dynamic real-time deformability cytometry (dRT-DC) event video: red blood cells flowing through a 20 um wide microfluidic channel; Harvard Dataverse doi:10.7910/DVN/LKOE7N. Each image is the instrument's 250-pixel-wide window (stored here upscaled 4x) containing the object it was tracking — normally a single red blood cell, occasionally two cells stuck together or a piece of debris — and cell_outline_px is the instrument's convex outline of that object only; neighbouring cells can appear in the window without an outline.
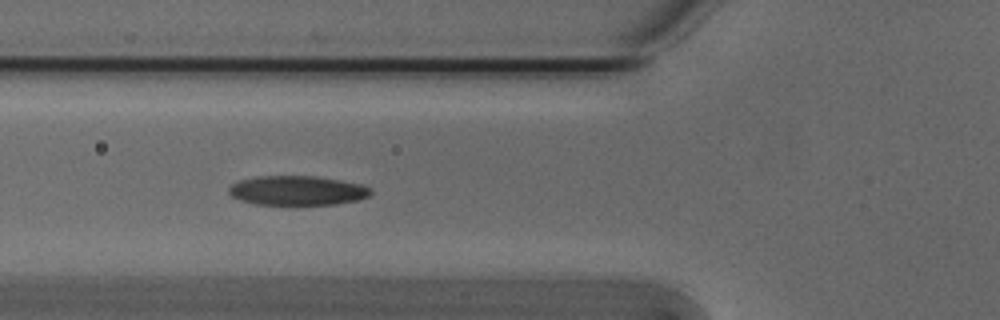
{"species": "Egyptian fruit bat (a non-hibernating species)", "species_latin": "Rousettus aegyptiacus", "temperature_condition": "cold", "stored_images_in_passage": 40, "camera_frame_rate_fps": 3000, "um_per_image_px": 0.085, "animal": {"sex": "male"}, "frame": {"image": 1, "passage_image": 7, "time_ms": 2.0, "image_size_px": [1000, 320], "cell_outline_px": [[372, 192], [368, 196], [360, 200], [336, 204], [292, 208], [256, 204], [240, 200], [232, 196], [228, 192], [228, 188], [232, 184], [240, 180], [256, 176], [316, 176], [340, 180], [360, 184], [372, 188]], "centroid_in_image_um": [25.27, 16.25], "position_along_channel_um": 100.5, "area_um2": 25.49}}
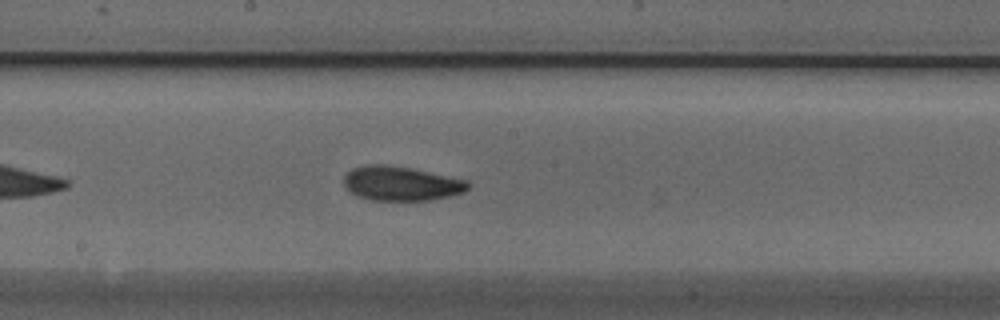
{"frame": {"image": 2, "passage_image": 16, "time_ms": 5.0, "image_size_px": [1000, 320], "cell_outline_px": [[472, 184], [464, 192], [448, 196], [428, 200], [372, 200], [356, 196], [344, 184], [344, 176], [352, 168], [364, 164], [384, 164], [408, 168], [468, 180]], "centroid_in_image_um": [34.09, 15.59], "position_along_channel_um": 214.1, "area_um2": 24.68}}
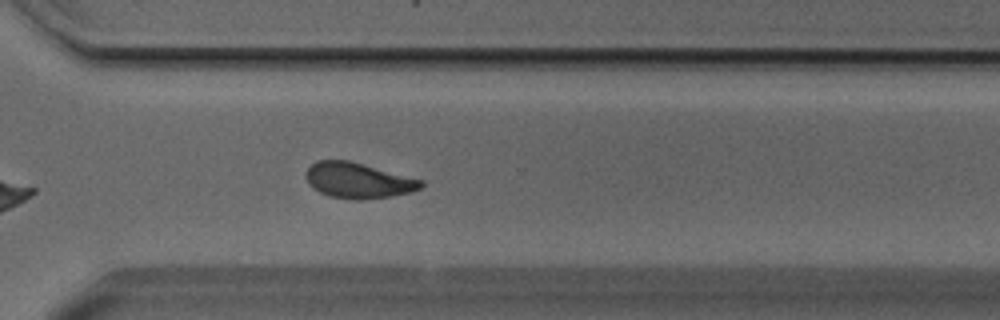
{"frame": {"image": 3, "passage_image": 26, "time_ms": 8.333, "image_size_px": [1000, 320], "cell_outline_px": [[424, 184], [420, 188], [408, 192], [392, 196], [356, 200], [332, 196], [320, 192], [312, 188], [308, 184], [304, 176], [304, 172], [316, 160], [348, 160], [424, 180]], "centroid_in_image_um": [30.4, 15.33], "position_along_channel_um": 340.2, "area_um2": 23.76}, "authors_computed_cell_mechanics": {"area_um2": 24.1604, "velocity_mm_per_s": 3.7856, "shape_relaxation_time_tau1_ms": 6.3385, "shape_relaxation_time_tau2_ms": 2.5212, "deformation_change_tau1": 0.1527, "deformation_change_tau2": 0.0905}}